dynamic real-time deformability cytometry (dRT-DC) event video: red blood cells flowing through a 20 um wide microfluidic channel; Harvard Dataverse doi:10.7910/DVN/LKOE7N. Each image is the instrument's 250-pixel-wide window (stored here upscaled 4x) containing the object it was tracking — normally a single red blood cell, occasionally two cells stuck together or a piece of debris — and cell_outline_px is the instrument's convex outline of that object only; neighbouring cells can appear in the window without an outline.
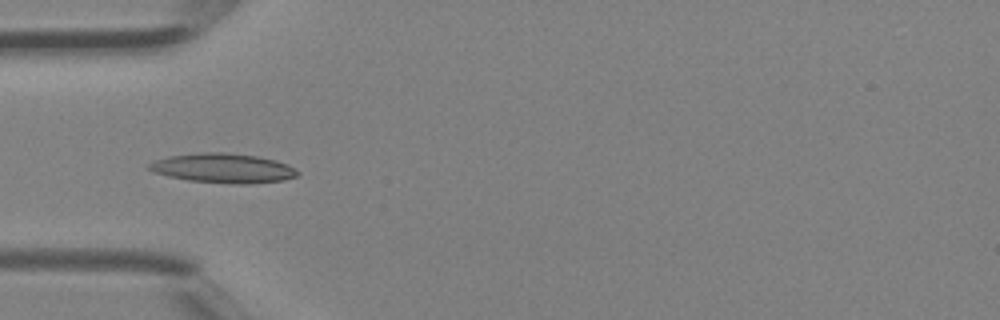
{"species": "Egyptian fruit bat (a non-hibernating species)", "species_latin": "Rousettus aegyptiacus", "temperature_condition": "room temperature", "stored_images_in_passage": 30, "camera_frame_rate_fps": 3000, "um_per_image_px": 0.085, "animal": {"sex": "female"}, "frame": {"image": 1, "passage_image": 4, "time_ms": 1.0, "image_size_px": [1000, 320], "cell_outline_px": [[300, 172], [296, 176], [284, 180], [244, 184], [240, 184], [188, 180], [168, 176], [156, 172], [148, 168], [148, 164], [156, 160], [168, 156], [200, 152], [224, 152], [256, 156], [276, 160], [288, 164]], "centroid_in_image_um": [18.99, 14.28], "position_along_channel_um": 66.0, "area_um2": 25.32}}
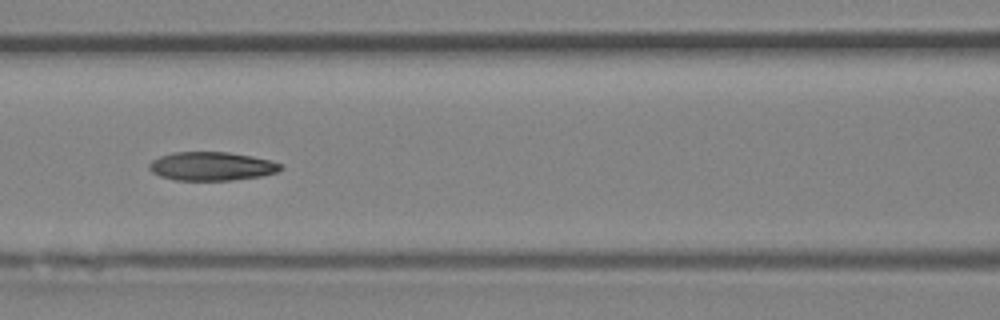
{"frame": {"image": 2, "passage_image": 9, "time_ms": 2.667, "image_size_px": [1000, 320], "cell_outline_px": [[280, 168], [276, 172], [260, 176], [228, 180], [176, 180], [160, 176], [152, 172], [148, 168], [148, 164], [152, 160], [160, 156], [172, 152], [228, 152], [252, 156], [272, 160], [280, 164]], "centroid_in_image_um": [17.94, 14.12], "position_along_channel_um": 148.7, "area_um2": 21.79}}
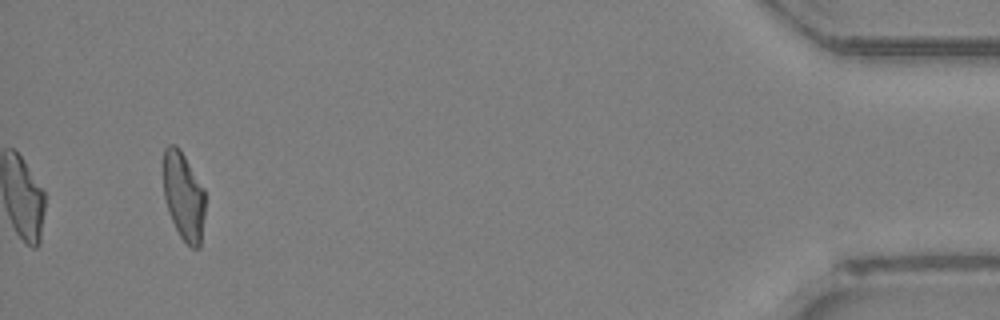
{"frame": {"image": 3, "passage_image": 30, "time_ms": 9.667, "image_size_px": [1000, 320], "cell_outline_px": [[204, 216], [200, 248], [192, 248], [180, 236], [168, 212], [164, 196], [164, 148], [168, 144], [176, 144], [180, 148], [204, 188]], "centroid_in_image_um": [15.61, 16.65], "position_along_channel_um": 419.6, "area_um2": 21.44}}